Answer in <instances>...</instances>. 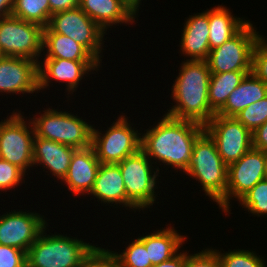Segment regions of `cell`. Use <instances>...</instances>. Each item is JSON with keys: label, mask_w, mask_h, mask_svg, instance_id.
<instances>
[{"label": "cell", "mask_w": 267, "mask_h": 267, "mask_svg": "<svg viewBox=\"0 0 267 267\" xmlns=\"http://www.w3.org/2000/svg\"><path fill=\"white\" fill-rule=\"evenodd\" d=\"M172 224L153 233L139 236L138 238L145 244L149 259L152 265L159 264L175 256L187 237L177 232Z\"/></svg>", "instance_id": "603a6c76"}, {"label": "cell", "mask_w": 267, "mask_h": 267, "mask_svg": "<svg viewBox=\"0 0 267 267\" xmlns=\"http://www.w3.org/2000/svg\"><path fill=\"white\" fill-rule=\"evenodd\" d=\"M50 107L39 112V116L30 118L35 136L65 144L76 149L91 146L93 125L77 114ZM70 112V113H68ZM37 116V117H36Z\"/></svg>", "instance_id": "8992f818"}, {"label": "cell", "mask_w": 267, "mask_h": 267, "mask_svg": "<svg viewBox=\"0 0 267 267\" xmlns=\"http://www.w3.org/2000/svg\"><path fill=\"white\" fill-rule=\"evenodd\" d=\"M45 227H48V222L44 215L29 210H11L0 216V245L27 253Z\"/></svg>", "instance_id": "5bb4252c"}, {"label": "cell", "mask_w": 267, "mask_h": 267, "mask_svg": "<svg viewBox=\"0 0 267 267\" xmlns=\"http://www.w3.org/2000/svg\"><path fill=\"white\" fill-rule=\"evenodd\" d=\"M252 147L267 151V121L252 133Z\"/></svg>", "instance_id": "8d00e7d4"}, {"label": "cell", "mask_w": 267, "mask_h": 267, "mask_svg": "<svg viewBox=\"0 0 267 267\" xmlns=\"http://www.w3.org/2000/svg\"><path fill=\"white\" fill-rule=\"evenodd\" d=\"M43 27L13 15L0 18V55L40 62ZM40 57V58H39Z\"/></svg>", "instance_id": "30bf717a"}, {"label": "cell", "mask_w": 267, "mask_h": 267, "mask_svg": "<svg viewBox=\"0 0 267 267\" xmlns=\"http://www.w3.org/2000/svg\"><path fill=\"white\" fill-rule=\"evenodd\" d=\"M252 71H230L211 73L208 99L211 110L217 114L225 105L228 96L240 84L246 74Z\"/></svg>", "instance_id": "484cf974"}, {"label": "cell", "mask_w": 267, "mask_h": 267, "mask_svg": "<svg viewBox=\"0 0 267 267\" xmlns=\"http://www.w3.org/2000/svg\"><path fill=\"white\" fill-rule=\"evenodd\" d=\"M76 148L52 140L34 136L33 163L43 166L57 181L63 180L68 173L70 161Z\"/></svg>", "instance_id": "d6986e66"}, {"label": "cell", "mask_w": 267, "mask_h": 267, "mask_svg": "<svg viewBox=\"0 0 267 267\" xmlns=\"http://www.w3.org/2000/svg\"><path fill=\"white\" fill-rule=\"evenodd\" d=\"M78 267H118L114 251L94 246Z\"/></svg>", "instance_id": "d6a6232c"}, {"label": "cell", "mask_w": 267, "mask_h": 267, "mask_svg": "<svg viewBox=\"0 0 267 267\" xmlns=\"http://www.w3.org/2000/svg\"><path fill=\"white\" fill-rule=\"evenodd\" d=\"M140 149L118 163L126 189V210L138 211L150 208L156 203L160 174L159 166ZM155 167V168H154ZM158 182V183H157ZM158 184V185H157Z\"/></svg>", "instance_id": "5b68a950"}, {"label": "cell", "mask_w": 267, "mask_h": 267, "mask_svg": "<svg viewBox=\"0 0 267 267\" xmlns=\"http://www.w3.org/2000/svg\"><path fill=\"white\" fill-rule=\"evenodd\" d=\"M24 177L26 174L22 169L0 158V192H7L22 185L26 179Z\"/></svg>", "instance_id": "1f68e13d"}, {"label": "cell", "mask_w": 267, "mask_h": 267, "mask_svg": "<svg viewBox=\"0 0 267 267\" xmlns=\"http://www.w3.org/2000/svg\"><path fill=\"white\" fill-rule=\"evenodd\" d=\"M126 117L122 112L103 134L93 126L91 146L100 163L118 164L141 149V133Z\"/></svg>", "instance_id": "52a82bcc"}, {"label": "cell", "mask_w": 267, "mask_h": 267, "mask_svg": "<svg viewBox=\"0 0 267 267\" xmlns=\"http://www.w3.org/2000/svg\"><path fill=\"white\" fill-rule=\"evenodd\" d=\"M242 208L252 215L260 216L267 215V180L259 181L246 195L239 201Z\"/></svg>", "instance_id": "f546056e"}, {"label": "cell", "mask_w": 267, "mask_h": 267, "mask_svg": "<svg viewBox=\"0 0 267 267\" xmlns=\"http://www.w3.org/2000/svg\"><path fill=\"white\" fill-rule=\"evenodd\" d=\"M267 96V84L253 72L245 75L240 84L228 96L224 107L217 113L225 117H235L252 103Z\"/></svg>", "instance_id": "7402d4cb"}, {"label": "cell", "mask_w": 267, "mask_h": 267, "mask_svg": "<svg viewBox=\"0 0 267 267\" xmlns=\"http://www.w3.org/2000/svg\"><path fill=\"white\" fill-rule=\"evenodd\" d=\"M42 61L38 62L39 92L48 88L49 83H53L51 81L55 80L57 83L59 82V85L60 82H65V90L68 95L77 90L79 83L85 79V76L87 77V74L89 77L90 73H94V70L99 71L101 66L98 60L43 58Z\"/></svg>", "instance_id": "9a60e30c"}, {"label": "cell", "mask_w": 267, "mask_h": 267, "mask_svg": "<svg viewBox=\"0 0 267 267\" xmlns=\"http://www.w3.org/2000/svg\"><path fill=\"white\" fill-rule=\"evenodd\" d=\"M38 62L12 56L0 57V93H38Z\"/></svg>", "instance_id": "2e32d148"}, {"label": "cell", "mask_w": 267, "mask_h": 267, "mask_svg": "<svg viewBox=\"0 0 267 267\" xmlns=\"http://www.w3.org/2000/svg\"><path fill=\"white\" fill-rule=\"evenodd\" d=\"M171 88L175 105L165 113L205 126L215 115L208 99L211 71L207 61H183Z\"/></svg>", "instance_id": "7a4b0ae2"}, {"label": "cell", "mask_w": 267, "mask_h": 267, "mask_svg": "<svg viewBox=\"0 0 267 267\" xmlns=\"http://www.w3.org/2000/svg\"><path fill=\"white\" fill-rule=\"evenodd\" d=\"M262 36L249 21L231 39L210 50L206 61L211 73L252 71V52Z\"/></svg>", "instance_id": "9c48e42d"}, {"label": "cell", "mask_w": 267, "mask_h": 267, "mask_svg": "<svg viewBox=\"0 0 267 267\" xmlns=\"http://www.w3.org/2000/svg\"><path fill=\"white\" fill-rule=\"evenodd\" d=\"M188 18V19H187ZM185 20L180 41L181 55L186 61H206L209 56V9L189 15ZM187 55V56H186Z\"/></svg>", "instance_id": "ac0fdd59"}, {"label": "cell", "mask_w": 267, "mask_h": 267, "mask_svg": "<svg viewBox=\"0 0 267 267\" xmlns=\"http://www.w3.org/2000/svg\"><path fill=\"white\" fill-rule=\"evenodd\" d=\"M0 267H27L26 252L15 247L0 245Z\"/></svg>", "instance_id": "d590c367"}, {"label": "cell", "mask_w": 267, "mask_h": 267, "mask_svg": "<svg viewBox=\"0 0 267 267\" xmlns=\"http://www.w3.org/2000/svg\"><path fill=\"white\" fill-rule=\"evenodd\" d=\"M42 49L45 58L97 60L84 46L68 36L53 32L48 26L43 28Z\"/></svg>", "instance_id": "d4e9b609"}, {"label": "cell", "mask_w": 267, "mask_h": 267, "mask_svg": "<svg viewBox=\"0 0 267 267\" xmlns=\"http://www.w3.org/2000/svg\"><path fill=\"white\" fill-rule=\"evenodd\" d=\"M183 173L198 180L205 195L226 213L228 166L218 154L215 141L206 131L196 139L191 160Z\"/></svg>", "instance_id": "3957f363"}, {"label": "cell", "mask_w": 267, "mask_h": 267, "mask_svg": "<svg viewBox=\"0 0 267 267\" xmlns=\"http://www.w3.org/2000/svg\"><path fill=\"white\" fill-rule=\"evenodd\" d=\"M265 179L267 180V151H266V173H265Z\"/></svg>", "instance_id": "b9f144b4"}, {"label": "cell", "mask_w": 267, "mask_h": 267, "mask_svg": "<svg viewBox=\"0 0 267 267\" xmlns=\"http://www.w3.org/2000/svg\"><path fill=\"white\" fill-rule=\"evenodd\" d=\"M51 15L80 6V0H49Z\"/></svg>", "instance_id": "74e56055"}, {"label": "cell", "mask_w": 267, "mask_h": 267, "mask_svg": "<svg viewBox=\"0 0 267 267\" xmlns=\"http://www.w3.org/2000/svg\"><path fill=\"white\" fill-rule=\"evenodd\" d=\"M266 151L251 148L238 161L228 165L226 214H232L230 200L239 201L259 181L265 179Z\"/></svg>", "instance_id": "4fadbf2b"}, {"label": "cell", "mask_w": 267, "mask_h": 267, "mask_svg": "<svg viewBox=\"0 0 267 267\" xmlns=\"http://www.w3.org/2000/svg\"><path fill=\"white\" fill-rule=\"evenodd\" d=\"M187 250L178 252L175 256L169 260L163 261L159 264L153 265L152 267H183L185 264V259L187 255Z\"/></svg>", "instance_id": "f35d334b"}, {"label": "cell", "mask_w": 267, "mask_h": 267, "mask_svg": "<svg viewBox=\"0 0 267 267\" xmlns=\"http://www.w3.org/2000/svg\"><path fill=\"white\" fill-rule=\"evenodd\" d=\"M48 27L84 46L100 63L107 35L80 7L51 15Z\"/></svg>", "instance_id": "8fae6325"}, {"label": "cell", "mask_w": 267, "mask_h": 267, "mask_svg": "<svg viewBox=\"0 0 267 267\" xmlns=\"http://www.w3.org/2000/svg\"><path fill=\"white\" fill-rule=\"evenodd\" d=\"M15 0H0V18L10 16Z\"/></svg>", "instance_id": "ab89813d"}, {"label": "cell", "mask_w": 267, "mask_h": 267, "mask_svg": "<svg viewBox=\"0 0 267 267\" xmlns=\"http://www.w3.org/2000/svg\"><path fill=\"white\" fill-rule=\"evenodd\" d=\"M162 117L154 127L151 126L144 130L146 133H141V150L154 165L163 163L164 166H171L182 173L191 160L196 139L205 128L194 121L176 119L166 114Z\"/></svg>", "instance_id": "6da1fadb"}, {"label": "cell", "mask_w": 267, "mask_h": 267, "mask_svg": "<svg viewBox=\"0 0 267 267\" xmlns=\"http://www.w3.org/2000/svg\"><path fill=\"white\" fill-rule=\"evenodd\" d=\"M11 15L47 27L50 20L49 0H15Z\"/></svg>", "instance_id": "4316f807"}, {"label": "cell", "mask_w": 267, "mask_h": 267, "mask_svg": "<svg viewBox=\"0 0 267 267\" xmlns=\"http://www.w3.org/2000/svg\"><path fill=\"white\" fill-rule=\"evenodd\" d=\"M118 267H152L145 244L139 239L131 243L119 254L114 251Z\"/></svg>", "instance_id": "f1b7e54d"}, {"label": "cell", "mask_w": 267, "mask_h": 267, "mask_svg": "<svg viewBox=\"0 0 267 267\" xmlns=\"http://www.w3.org/2000/svg\"><path fill=\"white\" fill-rule=\"evenodd\" d=\"M46 229L28 249L27 267H78L95 246L67 234H47Z\"/></svg>", "instance_id": "277c9868"}, {"label": "cell", "mask_w": 267, "mask_h": 267, "mask_svg": "<svg viewBox=\"0 0 267 267\" xmlns=\"http://www.w3.org/2000/svg\"><path fill=\"white\" fill-rule=\"evenodd\" d=\"M235 118L253 133L267 121V96L240 111Z\"/></svg>", "instance_id": "4dcf8cb0"}, {"label": "cell", "mask_w": 267, "mask_h": 267, "mask_svg": "<svg viewBox=\"0 0 267 267\" xmlns=\"http://www.w3.org/2000/svg\"><path fill=\"white\" fill-rule=\"evenodd\" d=\"M79 7L106 32L113 25H132L136 19L120 0H80Z\"/></svg>", "instance_id": "44dd1931"}, {"label": "cell", "mask_w": 267, "mask_h": 267, "mask_svg": "<svg viewBox=\"0 0 267 267\" xmlns=\"http://www.w3.org/2000/svg\"><path fill=\"white\" fill-rule=\"evenodd\" d=\"M126 8L136 17L138 15V11L140 9V5H142V0H120ZM137 13V14H136Z\"/></svg>", "instance_id": "60d3db41"}, {"label": "cell", "mask_w": 267, "mask_h": 267, "mask_svg": "<svg viewBox=\"0 0 267 267\" xmlns=\"http://www.w3.org/2000/svg\"><path fill=\"white\" fill-rule=\"evenodd\" d=\"M91 196L101 201L106 206L126 207V189L118 164L101 163L97 172ZM114 204V205H112Z\"/></svg>", "instance_id": "ffe728a7"}, {"label": "cell", "mask_w": 267, "mask_h": 267, "mask_svg": "<svg viewBox=\"0 0 267 267\" xmlns=\"http://www.w3.org/2000/svg\"><path fill=\"white\" fill-rule=\"evenodd\" d=\"M249 20L235 17L229 8L218 5L209 10V48L215 49L235 36Z\"/></svg>", "instance_id": "cb8c5ba5"}, {"label": "cell", "mask_w": 267, "mask_h": 267, "mask_svg": "<svg viewBox=\"0 0 267 267\" xmlns=\"http://www.w3.org/2000/svg\"><path fill=\"white\" fill-rule=\"evenodd\" d=\"M34 136L31 120L26 122L21 111L13 110L9 117L0 121V158L27 173L34 167Z\"/></svg>", "instance_id": "ba28073f"}, {"label": "cell", "mask_w": 267, "mask_h": 267, "mask_svg": "<svg viewBox=\"0 0 267 267\" xmlns=\"http://www.w3.org/2000/svg\"><path fill=\"white\" fill-rule=\"evenodd\" d=\"M252 72L267 84V38L261 37L253 49Z\"/></svg>", "instance_id": "836d02e7"}, {"label": "cell", "mask_w": 267, "mask_h": 267, "mask_svg": "<svg viewBox=\"0 0 267 267\" xmlns=\"http://www.w3.org/2000/svg\"><path fill=\"white\" fill-rule=\"evenodd\" d=\"M212 249L217 253L221 267H266L264 257L253 250L238 248L222 253L221 250Z\"/></svg>", "instance_id": "83f0119b"}, {"label": "cell", "mask_w": 267, "mask_h": 267, "mask_svg": "<svg viewBox=\"0 0 267 267\" xmlns=\"http://www.w3.org/2000/svg\"><path fill=\"white\" fill-rule=\"evenodd\" d=\"M100 164L92 146L76 149L72 155L68 173L60 183L66 184L68 191L76 197L89 195L94 187Z\"/></svg>", "instance_id": "e0dca14e"}, {"label": "cell", "mask_w": 267, "mask_h": 267, "mask_svg": "<svg viewBox=\"0 0 267 267\" xmlns=\"http://www.w3.org/2000/svg\"><path fill=\"white\" fill-rule=\"evenodd\" d=\"M183 267H221L217 253L210 247L194 254L186 255Z\"/></svg>", "instance_id": "e575fe53"}, {"label": "cell", "mask_w": 267, "mask_h": 267, "mask_svg": "<svg viewBox=\"0 0 267 267\" xmlns=\"http://www.w3.org/2000/svg\"><path fill=\"white\" fill-rule=\"evenodd\" d=\"M204 128L215 141L218 154L227 166L252 148V133L235 117L215 114Z\"/></svg>", "instance_id": "7c38bea8"}]
</instances>
